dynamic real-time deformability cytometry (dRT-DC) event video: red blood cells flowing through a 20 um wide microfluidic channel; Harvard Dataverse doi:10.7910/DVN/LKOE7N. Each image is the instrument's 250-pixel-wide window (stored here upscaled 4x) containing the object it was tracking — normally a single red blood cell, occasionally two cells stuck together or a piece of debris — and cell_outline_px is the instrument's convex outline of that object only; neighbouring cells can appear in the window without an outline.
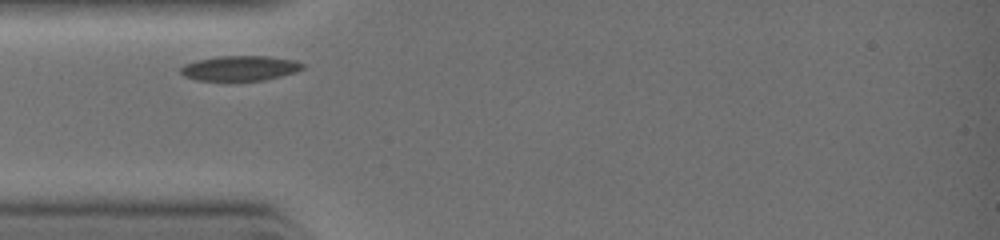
{"species": "common noctule bat (a hibernating species)", "species_latin": "Nyctalus noctula", "temperature_condition": "warm", "stored_images_in_passage": 5, "camera_frame_rate_fps": 3000, "um_per_image_px": 0.085, "animal": {"sex": "female", "body_mass_g": 19.0, "forearm_length_mm": 51.5}, "frame": {"image": 1, "passage_image": 1, "time_ms": 0.0, "image_size_px": [1000, 240], "cell_outline_px": [[304, 68], [280, 76], [264, 80], [196, 80], [184, 76], [180, 72], [180, 68], [184, 64], [196, 60], [220, 56], [268, 56], [296, 60], [304, 64]], "centroid_in_image_um": [20.38, 5.79], "position_along_channel_um": 64.6, "area_um2": 17.63}}
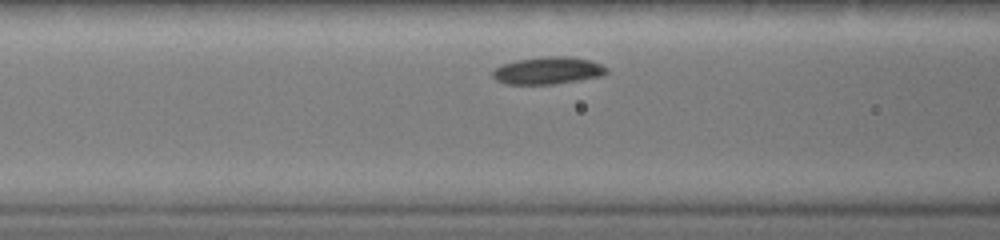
{"frame": {"image": 2, "passage_image": 3, "time_ms": 1.0, "image_size_px": [1000, 240], "cell_outline_px": [[608, 72], [604, 76], [556, 84], [508, 84], [496, 80], [492, 76], [492, 72], [496, 68], [504, 64], [516, 60], [548, 56], [568, 56], [588, 60], [600, 64], [608, 68]], "centroid_in_image_um": [46.61, 6.0], "position_along_channel_um": 120.0, "area_um2": 18.09}}
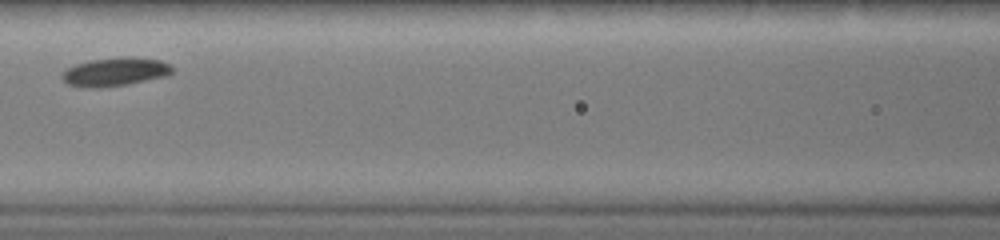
{"frame": {"image": 3, "passage_image": 4, "time_ms": 1.667, "image_size_px": [1000, 240], "cell_outline_px": [[172, 72], [168, 76], [124, 84], [68, 84], [60, 76], [68, 68], [76, 64], [92, 60], [124, 56], [132, 56], [160, 60], [168, 64], [172, 68]], "centroid_in_image_um": [9.89, 6.03], "position_along_channel_um": 156.7, "area_um2": 17.17}}